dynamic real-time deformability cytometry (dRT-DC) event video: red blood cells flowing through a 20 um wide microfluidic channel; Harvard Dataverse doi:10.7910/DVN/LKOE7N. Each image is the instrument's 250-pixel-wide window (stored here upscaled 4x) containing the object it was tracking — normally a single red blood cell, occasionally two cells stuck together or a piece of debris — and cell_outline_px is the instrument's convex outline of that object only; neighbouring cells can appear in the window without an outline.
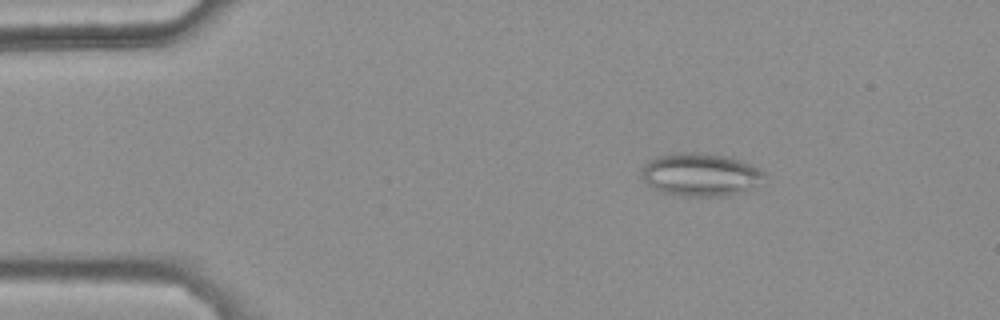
{"species": "common noctule bat (a hibernating species)", "species_latin": "Nyctalus noctula", "temperature_condition": "warm", "stored_images_in_passage": 44, "camera_frame_rate_fps": 3000, "um_per_image_px": 0.085, "animal": {"sex": "female", "body_mass_g": 25.1}, "frame": {"image": 1, "passage_image": 6, "time_ms": 1.667, "image_size_px": [1000, 320], "cell_outline_px": [[764, 172], [744, 192], [724, 196], [684, 196], [664, 192], [648, 184], [640, 176], [640, 168], [644, 164], [656, 156], [672, 152], [696, 152], [724, 156], [740, 160], [760, 168]], "centroid_in_image_um": [59.43, 14.82], "position_along_channel_um": 25.6, "area_um2": 30.29}}
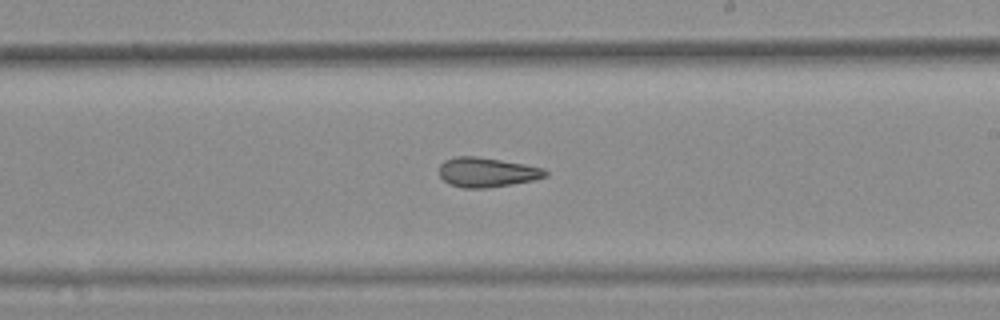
{"frame": {"image": 2, "passage_image": 29, "time_ms": 9.333, "image_size_px": [1000, 320], "cell_outline_px": [[548, 176], [532, 180], [512, 184], [484, 188], [464, 188], [448, 184], [440, 176], [440, 164], [444, 160], [456, 156], [476, 156], [524, 164], [544, 168], [548, 172]], "centroid_in_image_um": [41.38, 14.64], "position_along_channel_um": 247.6, "area_um2": 18.26}}
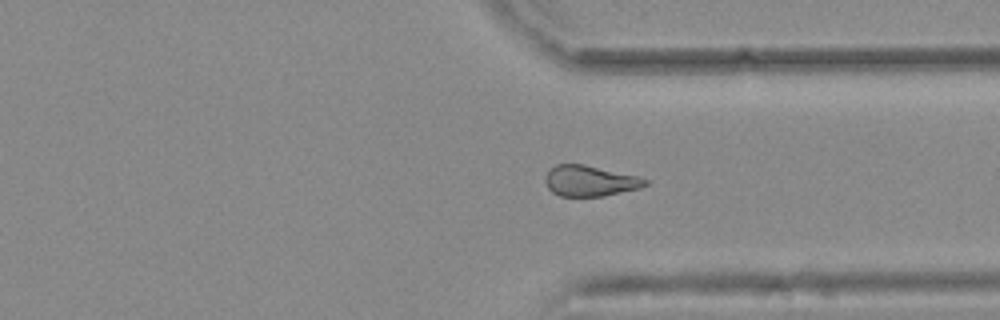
{"frame": {"image": 3, "passage_image": 38, "time_ms": 12.333, "image_size_px": [1000, 320], "cell_outline_px": [[648, 184], [640, 188], [604, 196], [560, 196], [552, 192], [548, 188], [544, 180], [548, 172], [556, 164], [584, 164], [636, 176], [648, 180]], "centroid_in_image_um": [50.13, 15.38], "position_along_channel_um": 361.3, "area_um2": 17.74}, "authors_computed_cell_mechanics": {"area_um2": 19.1029, "velocity_mm_per_s": 3.7707, "shape_relaxation_time_tau1_ms": null, "shape_relaxation_time_tau2_ms": 3.303, "deformation_change_tau1": null, "deformation_change_tau2": 0.1251}}